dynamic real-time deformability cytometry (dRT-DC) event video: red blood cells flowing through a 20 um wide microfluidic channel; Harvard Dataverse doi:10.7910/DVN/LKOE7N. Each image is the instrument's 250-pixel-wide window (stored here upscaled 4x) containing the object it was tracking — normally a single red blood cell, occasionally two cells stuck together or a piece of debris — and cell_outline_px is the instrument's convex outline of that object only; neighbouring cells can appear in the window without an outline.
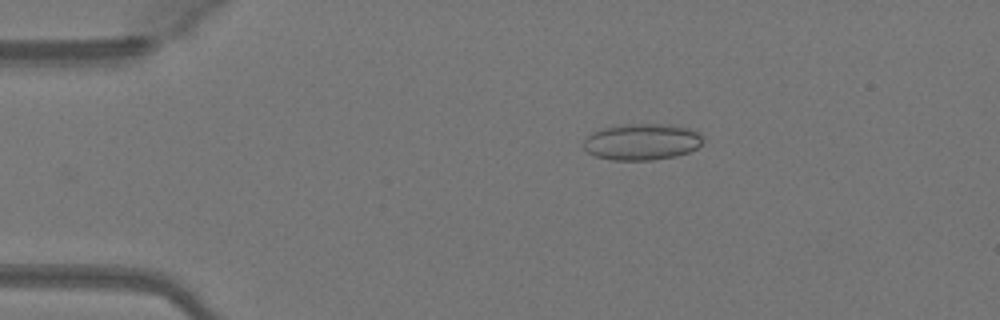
{"species": "Egyptian fruit bat (a non-hibernating species)", "species_latin": "Rousettus aegyptiacus", "temperature_condition": "warm", "stored_images_in_passage": 42, "camera_frame_rate_fps": 3000, "um_per_image_px": 0.085, "animal": {"sex": "female"}, "frame": {"image": 1, "passage_image": 2, "time_ms": 0.333, "image_size_px": [1000, 320], "cell_outline_px": [[704, 140], [696, 148], [688, 152], [676, 156], [652, 160], [612, 160], [596, 156], [588, 152], [584, 148], [584, 140], [592, 132], [604, 128], [628, 124], [668, 124], [688, 128], [700, 132], [704, 136]], "centroid_in_image_um": [54.6, 12.05], "position_along_channel_um": 30.4, "area_um2": 25.32}}
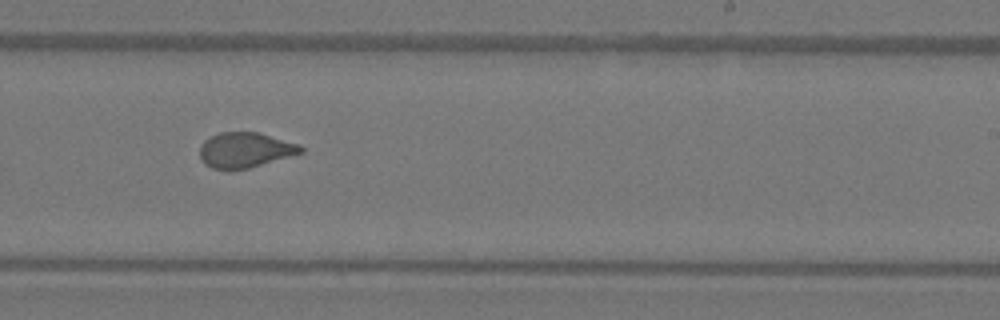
{"frame": {"image": 2, "passage_image": 23, "time_ms": 7.333, "image_size_px": [1000, 320], "cell_outline_px": [[304, 152], [248, 168], [228, 172], [212, 168], [204, 164], [200, 156], [200, 144], [204, 140], [220, 132], [256, 132], [300, 144], [304, 148]], "centroid_in_image_um": [20.8, 12.77], "position_along_channel_um": 268.2, "area_um2": 20.92}}
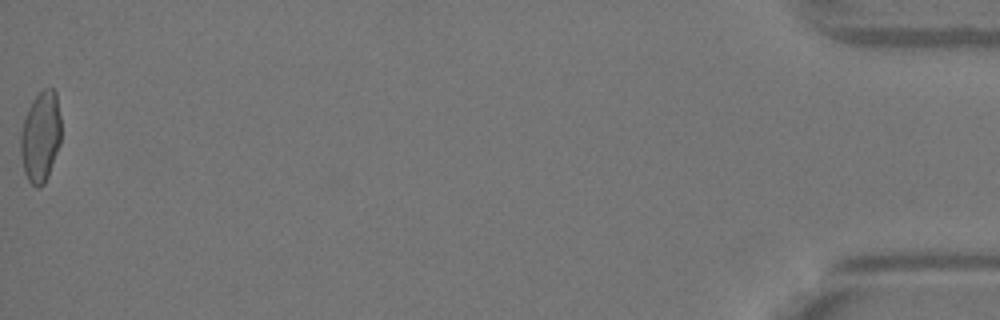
{"frame": {"image": 3, "passage_image": 42, "time_ms": 13.667, "image_size_px": [1000, 320], "cell_outline_px": [[60, 144], [48, 176], [44, 184], [40, 188], [36, 188], [28, 180], [24, 172], [20, 152], [20, 132], [28, 108], [32, 100], [44, 88], [52, 88], [56, 92], [60, 116]], "centroid_in_image_um": [3.44, 11.63], "position_along_channel_um": 431.8, "area_um2": 21.5}, "authors_computed_cell_mechanics": {"area_um2": 21.4438, "velocity_mm_per_s": 4.1392, "shape_relaxation_time_tau1_ms": 10.1641, "shape_relaxation_time_tau2_ms": 0.6145, "deformation_change_tau1": 0.2114, "deformation_change_tau2": 0.0641}}